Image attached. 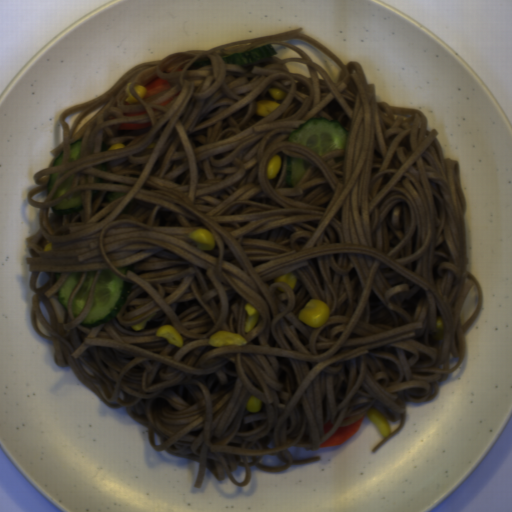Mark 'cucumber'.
<instances>
[{"mask_svg": "<svg viewBox=\"0 0 512 512\" xmlns=\"http://www.w3.org/2000/svg\"><path fill=\"white\" fill-rule=\"evenodd\" d=\"M129 267L130 266L128 265V266H124V267L118 268V271L125 275V274H127V271L129 269Z\"/></svg>", "mask_w": 512, "mask_h": 512, "instance_id": "cucumber-14", "label": "cucumber"}, {"mask_svg": "<svg viewBox=\"0 0 512 512\" xmlns=\"http://www.w3.org/2000/svg\"><path fill=\"white\" fill-rule=\"evenodd\" d=\"M101 191L93 190L92 191V199L97 197L100 194Z\"/></svg>", "mask_w": 512, "mask_h": 512, "instance_id": "cucumber-16", "label": "cucumber"}, {"mask_svg": "<svg viewBox=\"0 0 512 512\" xmlns=\"http://www.w3.org/2000/svg\"><path fill=\"white\" fill-rule=\"evenodd\" d=\"M58 177V174L57 172H53L51 174H49V179H48V185H47V194L49 196L54 184H55V181Z\"/></svg>", "mask_w": 512, "mask_h": 512, "instance_id": "cucumber-12", "label": "cucumber"}, {"mask_svg": "<svg viewBox=\"0 0 512 512\" xmlns=\"http://www.w3.org/2000/svg\"><path fill=\"white\" fill-rule=\"evenodd\" d=\"M277 53L276 49L271 44H265L251 50L234 53L230 55H223L222 59L225 63L237 66H245L258 62H263Z\"/></svg>", "mask_w": 512, "mask_h": 512, "instance_id": "cucumber-3", "label": "cucumber"}, {"mask_svg": "<svg viewBox=\"0 0 512 512\" xmlns=\"http://www.w3.org/2000/svg\"><path fill=\"white\" fill-rule=\"evenodd\" d=\"M82 139H78L70 144V156L68 163L74 160H78L81 155Z\"/></svg>", "mask_w": 512, "mask_h": 512, "instance_id": "cucumber-9", "label": "cucumber"}, {"mask_svg": "<svg viewBox=\"0 0 512 512\" xmlns=\"http://www.w3.org/2000/svg\"><path fill=\"white\" fill-rule=\"evenodd\" d=\"M63 158H64V151L62 150L58 156L56 157L54 163H53V167H57V166H60V165H63Z\"/></svg>", "mask_w": 512, "mask_h": 512, "instance_id": "cucumber-13", "label": "cucumber"}, {"mask_svg": "<svg viewBox=\"0 0 512 512\" xmlns=\"http://www.w3.org/2000/svg\"><path fill=\"white\" fill-rule=\"evenodd\" d=\"M349 130L338 121L309 117L288 136V142L305 145L320 157L344 150Z\"/></svg>", "mask_w": 512, "mask_h": 512, "instance_id": "cucumber-2", "label": "cucumber"}, {"mask_svg": "<svg viewBox=\"0 0 512 512\" xmlns=\"http://www.w3.org/2000/svg\"><path fill=\"white\" fill-rule=\"evenodd\" d=\"M127 192H107L105 197L103 198V202H111L114 199L125 195Z\"/></svg>", "mask_w": 512, "mask_h": 512, "instance_id": "cucumber-10", "label": "cucumber"}, {"mask_svg": "<svg viewBox=\"0 0 512 512\" xmlns=\"http://www.w3.org/2000/svg\"><path fill=\"white\" fill-rule=\"evenodd\" d=\"M309 163L300 158L286 157V186L295 187L303 179Z\"/></svg>", "mask_w": 512, "mask_h": 512, "instance_id": "cucumber-4", "label": "cucumber"}, {"mask_svg": "<svg viewBox=\"0 0 512 512\" xmlns=\"http://www.w3.org/2000/svg\"><path fill=\"white\" fill-rule=\"evenodd\" d=\"M51 208L56 215H68L79 212L82 210V203L79 192L73 193L71 198L61 200Z\"/></svg>", "mask_w": 512, "mask_h": 512, "instance_id": "cucumber-7", "label": "cucumber"}, {"mask_svg": "<svg viewBox=\"0 0 512 512\" xmlns=\"http://www.w3.org/2000/svg\"><path fill=\"white\" fill-rule=\"evenodd\" d=\"M96 271L87 272L84 281L79 288V290L75 293L73 296L72 301V313L75 317V319L81 314L86 301L89 297L94 278H95Z\"/></svg>", "mask_w": 512, "mask_h": 512, "instance_id": "cucumber-5", "label": "cucumber"}, {"mask_svg": "<svg viewBox=\"0 0 512 512\" xmlns=\"http://www.w3.org/2000/svg\"><path fill=\"white\" fill-rule=\"evenodd\" d=\"M208 64H211L210 58H206V59H203V60L195 61L194 63L191 64V66L187 70H193V69H196V68H199V67L206 66Z\"/></svg>", "mask_w": 512, "mask_h": 512, "instance_id": "cucumber-11", "label": "cucumber"}, {"mask_svg": "<svg viewBox=\"0 0 512 512\" xmlns=\"http://www.w3.org/2000/svg\"><path fill=\"white\" fill-rule=\"evenodd\" d=\"M80 272L70 273L63 284L56 291L58 303L67 311L70 298L73 294V291L81 277Z\"/></svg>", "mask_w": 512, "mask_h": 512, "instance_id": "cucumber-6", "label": "cucumber"}, {"mask_svg": "<svg viewBox=\"0 0 512 512\" xmlns=\"http://www.w3.org/2000/svg\"><path fill=\"white\" fill-rule=\"evenodd\" d=\"M131 283L109 269L100 270L90 313L79 325L90 328L113 320L126 302Z\"/></svg>", "mask_w": 512, "mask_h": 512, "instance_id": "cucumber-1", "label": "cucumber"}, {"mask_svg": "<svg viewBox=\"0 0 512 512\" xmlns=\"http://www.w3.org/2000/svg\"><path fill=\"white\" fill-rule=\"evenodd\" d=\"M107 167H108V164H107V162H106V163H103V164H99L97 168H98V169H102V170H105V171H106V170H107Z\"/></svg>", "mask_w": 512, "mask_h": 512, "instance_id": "cucumber-15", "label": "cucumber"}, {"mask_svg": "<svg viewBox=\"0 0 512 512\" xmlns=\"http://www.w3.org/2000/svg\"><path fill=\"white\" fill-rule=\"evenodd\" d=\"M75 175L74 173L70 175L67 179H65L55 190L50 202L55 199L56 197L66 193L72 186V183L74 181Z\"/></svg>", "mask_w": 512, "mask_h": 512, "instance_id": "cucumber-8", "label": "cucumber"}]
</instances>
